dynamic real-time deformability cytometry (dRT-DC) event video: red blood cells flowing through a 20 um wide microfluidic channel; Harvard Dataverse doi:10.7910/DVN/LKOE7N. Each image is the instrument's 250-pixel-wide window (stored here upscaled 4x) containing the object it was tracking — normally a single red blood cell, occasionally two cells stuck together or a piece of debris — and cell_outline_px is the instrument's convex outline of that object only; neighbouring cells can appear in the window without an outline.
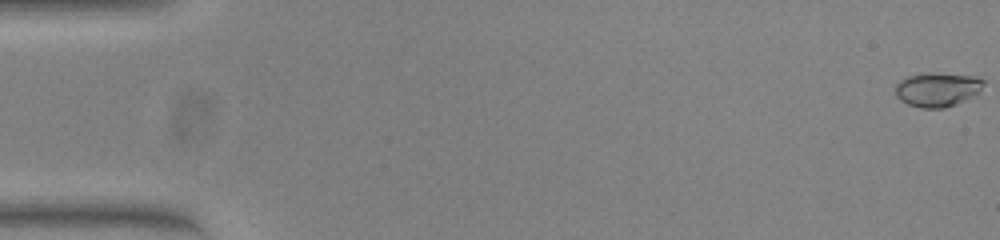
{"species": "common noctule bat (a hibernating species)", "species_latin": "Nyctalus noctula", "temperature_condition": "warm", "stored_images_in_passage": 54, "camera_frame_rate_fps": 3000, "um_per_image_px": 0.085, "animal": {"sex": "female", "body_mass_g": 23.0, "forearm_length_mm": 53.4}, "frame": {"image": 1, "passage_image": 1, "time_ms": 0.0, "image_size_px": [1000, 240], "cell_outline_px": [[984, 84], [980, 92], [956, 104], [944, 108], [924, 108], [908, 104], [900, 100], [896, 96], [896, 84], [900, 80], [908, 76], [928, 72], [976, 76], [984, 80]], "centroid_in_image_um": [79.69, 7.6], "position_along_channel_um": 5.3, "area_um2": 17.57}}
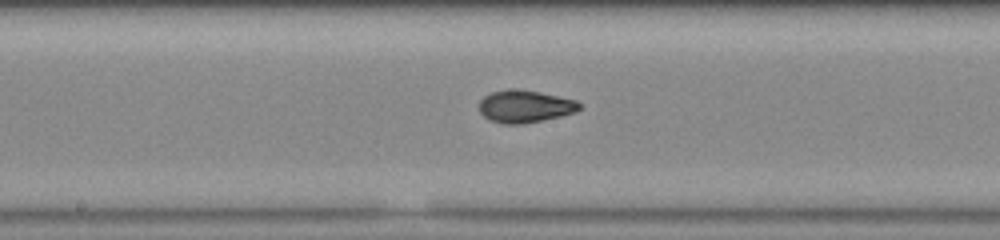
{"frame": {"image": 2, "passage_image": 29, "time_ms": 9.333, "image_size_px": [1000, 240], "cell_outline_px": [[580, 108], [576, 112], [560, 116], [520, 124], [504, 124], [492, 120], [484, 116], [480, 112], [480, 100], [484, 96], [492, 92], [508, 88], [512, 88], [540, 92], [576, 100], [580, 104]], "centroid_in_image_um": [44.61, 9.03], "position_along_channel_um": 203.6, "area_um2": 18.73}}
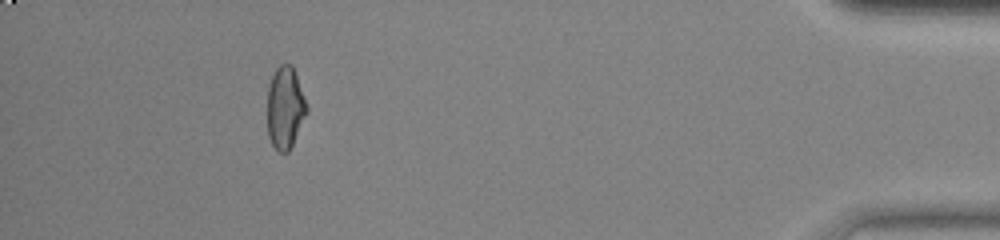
{"frame": {"image": 3, "passage_image": 50, "time_ms": 16.333, "image_size_px": [1000, 240], "cell_outline_px": [[308, 112], [288, 152], [280, 152], [272, 144], [268, 136], [268, 88], [272, 76], [276, 68], [280, 64], [292, 64], [308, 108]], "centroid_in_image_um": [24.24, 9.15], "position_along_channel_um": 411.0, "area_um2": 18.61}, "authors_computed_cell_mechanics": {"area_um2": 18.496, "velocity_mm_per_s": 3.8504, "shape_relaxation_time_tau1_ms": null, "shape_relaxation_time_tau2_ms": 0.705, "deformation_change_tau1": null, "deformation_change_tau2": 0.0395}}